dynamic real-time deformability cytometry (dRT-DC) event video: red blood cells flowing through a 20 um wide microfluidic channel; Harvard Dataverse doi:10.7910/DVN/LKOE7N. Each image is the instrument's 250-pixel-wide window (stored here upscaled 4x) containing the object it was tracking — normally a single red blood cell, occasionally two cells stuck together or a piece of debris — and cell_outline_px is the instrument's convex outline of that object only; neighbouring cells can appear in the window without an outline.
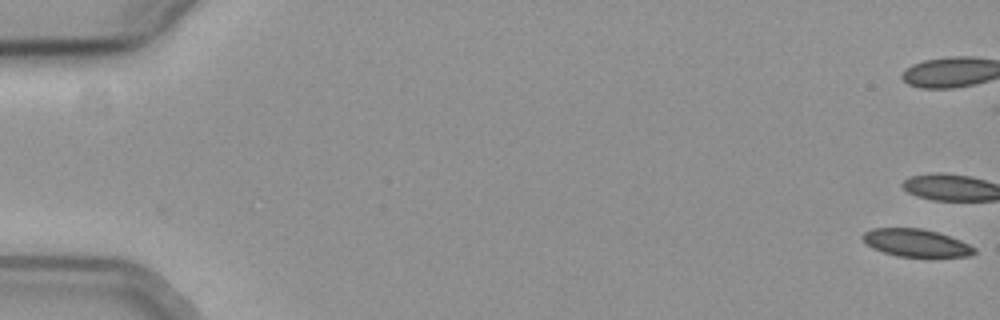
{"species": "common noctule bat (a hibernating species)", "species_latin": "Nyctalus noctula", "temperature_condition": "cold", "stored_images_in_passage": 11, "camera_frame_rate_fps": 3000, "um_per_image_px": 0.085, "animal": {"sex": "female", "body_mass_g": 19.3, "forearm_length_mm": 54.1}, "frame": {"image": 1, "passage_image": 1, "time_ms": 0.0, "image_size_px": [1000, 320], "cell_outline_px": [[976, 252], [968, 256], [896, 256], [872, 248], [860, 236], [864, 232], [872, 228], [920, 228], [936, 232], [960, 240], [976, 248]], "centroid_in_image_um": [77.83, 20.63], "position_along_channel_um": 7.2, "area_um2": 17.69}}